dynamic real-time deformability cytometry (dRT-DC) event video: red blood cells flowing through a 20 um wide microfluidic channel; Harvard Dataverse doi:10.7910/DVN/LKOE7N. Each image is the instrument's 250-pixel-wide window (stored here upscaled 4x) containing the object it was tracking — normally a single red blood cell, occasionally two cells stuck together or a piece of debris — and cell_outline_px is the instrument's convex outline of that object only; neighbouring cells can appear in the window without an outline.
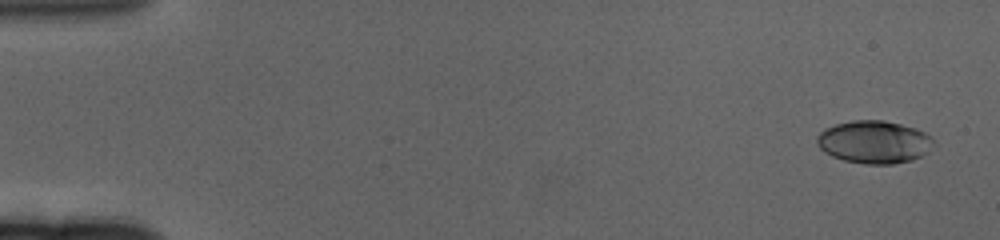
{"species": "human", "species_latin": "Homo sapiens", "temperature_condition": "cold", "stored_images_in_passage": 62, "camera_frame_rate_fps": 3000, "um_per_image_px": 0.085, "donor": {"sex": "female"}, "frame": {"image": 1, "passage_image": 3, "time_ms": 0.667, "image_size_px": [1000, 240], "cell_outline_px": [[936, 144], [928, 152], [912, 160], [892, 164], [864, 164], [844, 160], [832, 156], [824, 152], [816, 144], [816, 136], [824, 128], [836, 124], [852, 120], [884, 120], [916, 128], [932, 136]], "centroid_in_image_um": [74.31, 12.07], "position_along_channel_um": 10.7, "area_um2": 29.36}}
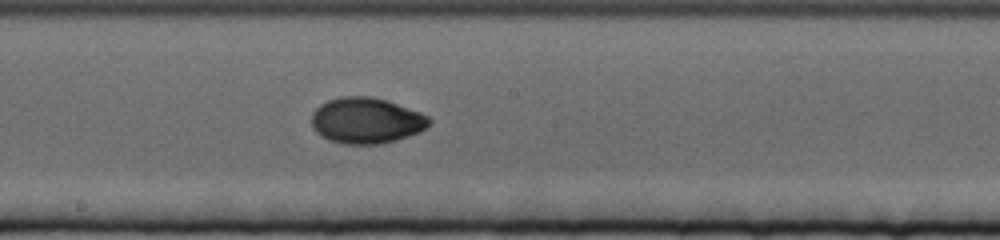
{"frame": {"image": 2, "passage_image": 35, "time_ms": 11.333, "image_size_px": [1000, 240], "cell_outline_px": [[432, 120], [420, 132], [396, 140], [380, 144], [344, 144], [328, 140], [316, 132], [312, 128], [312, 112], [320, 104], [328, 100], [340, 96], [372, 96], [388, 100], [420, 112], [428, 116]], "centroid_in_image_um": [31.12, 10.24], "position_along_channel_um": 217.1, "area_um2": 31.67}}
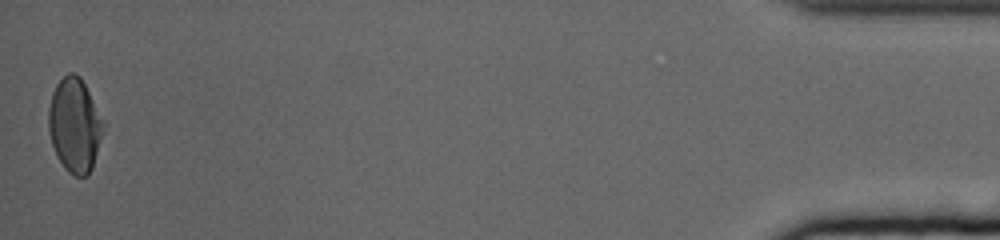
{"frame": {"image": 3, "passage_image": 62, "time_ms": 20.333, "image_size_px": [1000, 240], "cell_outline_px": [[104, 128], [92, 168], [88, 176], [76, 176], [68, 172], [64, 168], [56, 156], [52, 144], [48, 128], [48, 108], [52, 92], [56, 84], [68, 72], [72, 72], [80, 76], [104, 120]], "centroid_in_image_um": [6.34, 10.64], "position_along_channel_um": 428.9, "area_um2": 30.11}, "authors_computed_cell_mechanics": {"area_um2": 29.6514, "velocity_mm_per_s": 3.3065, "shape_relaxation_time_tau1_ms": 5.039, "shape_relaxation_time_tau2_ms": 1.6164, "deformation_change_tau1": 0.1549, "deformation_change_tau2": 0.0339}}